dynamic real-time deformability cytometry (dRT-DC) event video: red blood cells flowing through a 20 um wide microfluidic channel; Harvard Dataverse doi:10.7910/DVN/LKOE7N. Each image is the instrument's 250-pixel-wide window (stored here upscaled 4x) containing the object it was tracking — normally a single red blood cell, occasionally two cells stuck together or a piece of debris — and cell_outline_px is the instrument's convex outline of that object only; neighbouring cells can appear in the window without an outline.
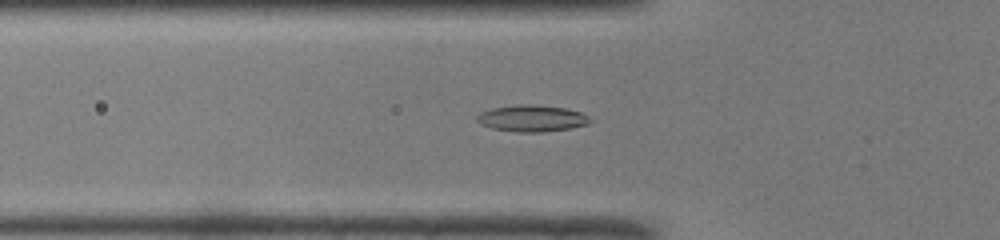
{"species": "common noctule bat (a hibernating species)", "species_latin": "Nyctalus noctula", "temperature_condition": "room temperature", "stored_images_in_passage": 39, "camera_frame_rate_fps": 3000, "um_per_image_px": 0.085, "animal": {"sex": "male", "body_mass_g": 19.0, "forearm_length_mm": 50.8}, "frame": {"image": 1, "passage_image": 7, "time_ms": 2.0, "image_size_px": [1000, 240], "cell_outline_px": [[592, 120], [588, 124], [572, 128], [544, 132], [516, 132], [492, 128], [480, 124], [476, 120], [476, 116], [480, 112], [492, 108], [516, 104], [528, 104], [564, 108], [580, 112], [588, 116]], "centroid_in_image_um": [45.19, 10.06], "position_along_channel_um": 80.6, "area_um2": 17.57}}
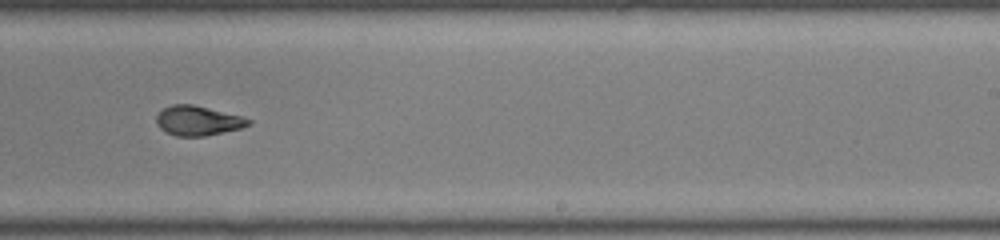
{"frame": {"image": 2, "passage_image": 21, "time_ms": 6.667, "image_size_px": [1000, 240], "cell_outline_px": [[252, 124], [240, 128], [204, 136], [176, 136], [160, 128], [156, 124], [156, 116], [164, 108], [172, 104], [192, 104], [244, 116], [252, 120]], "centroid_in_image_um": [16.85, 10.25], "position_along_channel_um": 272.2, "area_um2": 15.9}}
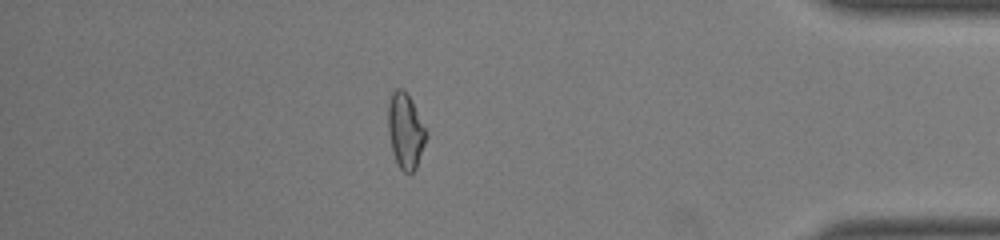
{"frame": {"image": 3, "passage_image": 33, "time_ms": 10.667, "image_size_px": [1000, 240], "cell_outline_px": [[428, 136], [416, 168], [412, 172], [404, 172], [400, 168], [392, 152], [388, 132], [388, 104], [392, 92], [396, 88], [404, 88], [428, 132]], "centroid_in_image_um": [34.47, 11.12], "position_along_channel_um": 400.7, "area_um2": 16.7}, "authors_computed_cell_mechanics": {"area_um2": 16.2996, "velocity_mm_per_s": 4.1072, "shape_relaxation_time_tau1_ms": 8.0568, "shape_relaxation_time_tau2_ms": 1.5904, "deformation_change_tau1": 0.2223, "deformation_change_tau2": 0.077}}